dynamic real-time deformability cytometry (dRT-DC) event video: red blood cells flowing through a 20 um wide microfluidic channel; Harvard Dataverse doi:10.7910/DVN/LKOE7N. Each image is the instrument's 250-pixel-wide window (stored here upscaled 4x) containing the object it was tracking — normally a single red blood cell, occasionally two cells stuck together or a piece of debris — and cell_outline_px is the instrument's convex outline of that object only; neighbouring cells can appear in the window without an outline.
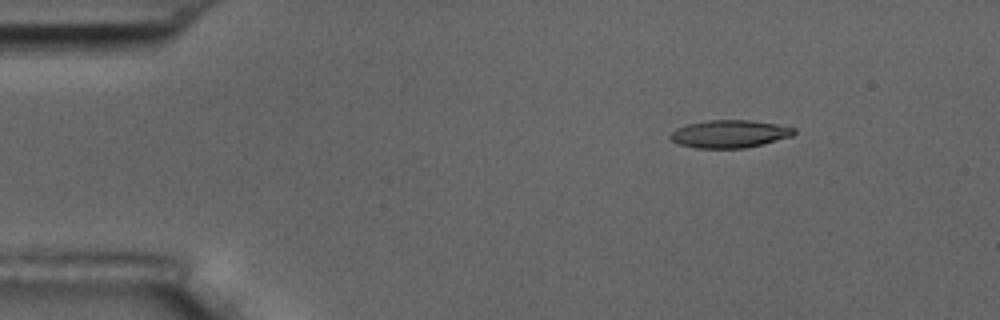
{"species": "common noctule bat (a hibernating species)", "species_latin": "Nyctalus noctula", "temperature_condition": "room temperature", "stored_images_in_passage": 3, "camera_frame_rate_fps": 3000, "um_per_image_px": 0.085, "animal": {"sex": "male", "body_mass_g": 17.5, "forearm_length_mm": 52.3}, "frame": {"image": 1, "passage_image": 3, "time_ms": 2.333, "image_size_px": [1000, 320], "cell_outline_px": [[796, 132], [792, 136], [744, 148], [696, 148], [680, 144], [672, 140], [668, 136], [676, 128], [688, 124], [708, 120], [752, 120], [776, 124], [796, 128]], "centroid_in_image_um": [62.01, 11.37], "position_along_channel_um": 23.0, "area_um2": 19.83}}